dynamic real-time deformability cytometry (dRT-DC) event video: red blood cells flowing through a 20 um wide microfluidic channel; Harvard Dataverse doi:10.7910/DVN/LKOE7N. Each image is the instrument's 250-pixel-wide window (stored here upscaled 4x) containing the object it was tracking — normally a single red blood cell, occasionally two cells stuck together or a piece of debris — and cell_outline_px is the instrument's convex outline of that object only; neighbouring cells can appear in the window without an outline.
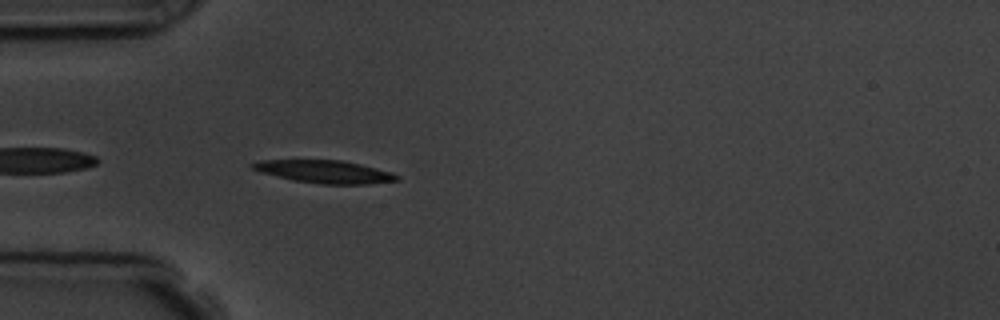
{"species": "common noctule bat (a hibernating species)", "species_latin": "Nyctalus noctula", "temperature_condition": "room temperature", "stored_images_in_passage": 5, "camera_frame_rate_fps": 3000, "um_per_image_px": 0.085, "animal": {"sex": "male", "body_mass_g": 19.5, "forearm_length_mm": 54.6}, "frame": {"image": 1, "passage_image": 5, "time_ms": 4.667, "image_size_px": [1000, 320], "cell_outline_px": [[400, 180], [368, 184], [320, 184], [292, 180], [260, 172], [252, 168], [248, 164], [260, 160], [344, 160], [392, 172], [400, 176]], "centroid_in_image_um": [27.59, 14.59], "position_along_channel_um": 57.4, "area_um2": 19.25}}